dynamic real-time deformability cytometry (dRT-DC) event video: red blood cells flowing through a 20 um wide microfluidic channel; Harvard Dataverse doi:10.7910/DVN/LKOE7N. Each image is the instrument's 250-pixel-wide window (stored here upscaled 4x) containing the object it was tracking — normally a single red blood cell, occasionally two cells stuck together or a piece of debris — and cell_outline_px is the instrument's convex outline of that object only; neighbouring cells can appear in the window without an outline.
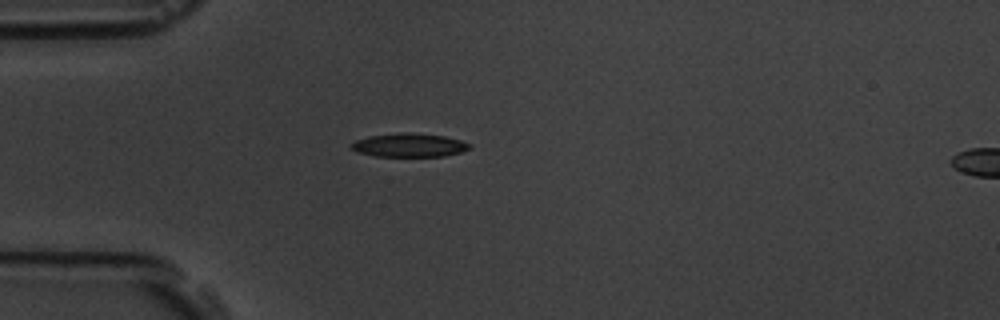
{"species": "common noctule bat (a hibernating species)", "species_latin": "Nyctalus noctula", "temperature_condition": "room temperature", "stored_images_in_passage": 5, "camera_frame_rate_fps": 3000, "um_per_image_px": 0.085, "animal": {"sex": "male", "body_mass_g": 19.5, "forearm_length_mm": 54.6}, "frame": {"image": 1, "passage_image": 5, "time_ms": 4.667, "image_size_px": [1000, 320], "cell_outline_px": [[472, 148], [460, 152], [444, 156], [376, 156], [356, 152], [348, 144], [356, 140], [368, 136], [400, 132], [408, 132], [444, 136], [460, 140], [472, 144]], "centroid_in_image_um": [34.77, 12.33], "position_along_channel_um": 50.2, "area_um2": 16.36}}